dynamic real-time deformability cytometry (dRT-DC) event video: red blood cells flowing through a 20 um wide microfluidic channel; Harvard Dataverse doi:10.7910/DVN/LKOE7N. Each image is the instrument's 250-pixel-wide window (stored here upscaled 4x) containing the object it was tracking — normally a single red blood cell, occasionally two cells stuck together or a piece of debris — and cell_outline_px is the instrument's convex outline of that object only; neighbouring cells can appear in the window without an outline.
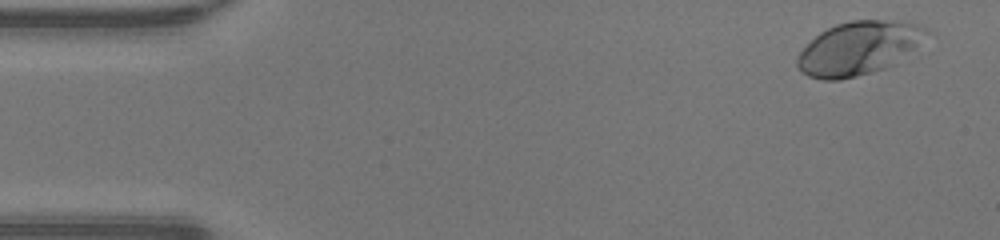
{"species": "human", "species_latin": "Homo sapiens", "temperature_condition": "warm", "stored_images_in_passage": 48, "camera_frame_rate_fps": 3000, "um_per_image_px": 0.085, "donor": {"sex": "male"}, "frame": {"image": 1, "passage_image": 3, "time_ms": 0.667, "image_size_px": [1000, 240], "cell_outline_px": [[928, 32], [912, 48], [884, 68], [856, 76], [840, 80], [824, 80], [808, 76], [796, 64], [796, 60], [800, 52], [820, 32], [836, 24], [852, 20], [896, 20], [916, 24], [924, 28]], "centroid_in_image_um": [72.9, 4.08], "position_along_channel_um": 12.1, "area_um2": 38.9}}
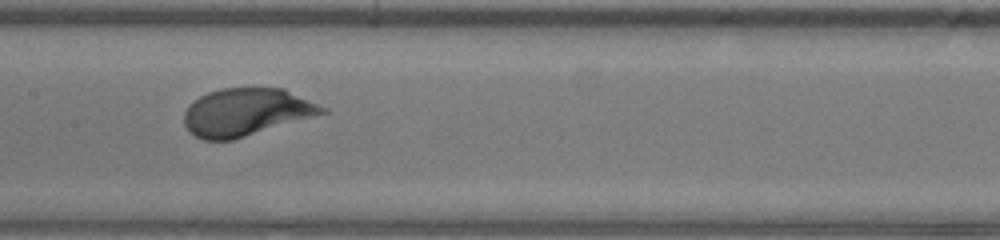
{"frame": {"image": 2, "passage_image": 24, "time_ms": 7.667, "image_size_px": [1000, 240], "cell_outline_px": [[328, 112], [232, 140], [204, 140], [196, 136], [184, 124], [184, 112], [188, 104], [200, 96], [208, 92], [224, 88], [284, 88], [328, 108]], "centroid_in_image_um": [20.93, 9.52], "position_along_channel_um": 186.5, "area_um2": 38.03}}
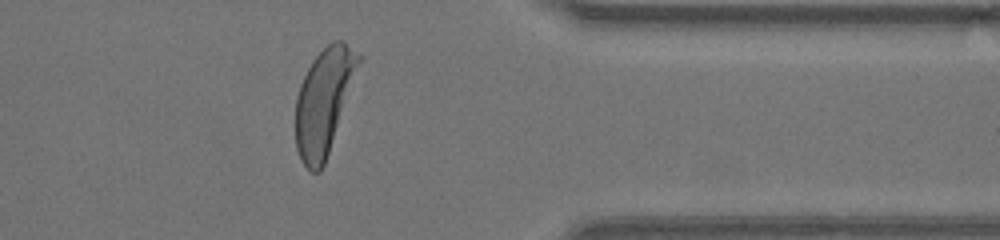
{"frame": {"image": 3, "passage_image": 39, "time_ms": 12.667, "image_size_px": [1000, 240], "cell_outline_px": [[364, 56], [324, 164], [320, 172], [312, 172], [300, 160], [296, 148], [296, 96], [300, 84], [312, 60], [332, 40], [344, 40]], "centroid_in_image_um": [27.56, 8.56], "position_along_channel_um": 383.8, "area_um2": 38.96}, "authors_computed_cell_mechanics": {"area_um2": 38.1769, "velocity_mm_per_s": 4.2787, "shape_relaxation_time_tau1_ms": 2.0691, "shape_relaxation_time_tau2_ms": null, "deformation_change_tau1": 0.1453, "deformation_change_tau2": null}}